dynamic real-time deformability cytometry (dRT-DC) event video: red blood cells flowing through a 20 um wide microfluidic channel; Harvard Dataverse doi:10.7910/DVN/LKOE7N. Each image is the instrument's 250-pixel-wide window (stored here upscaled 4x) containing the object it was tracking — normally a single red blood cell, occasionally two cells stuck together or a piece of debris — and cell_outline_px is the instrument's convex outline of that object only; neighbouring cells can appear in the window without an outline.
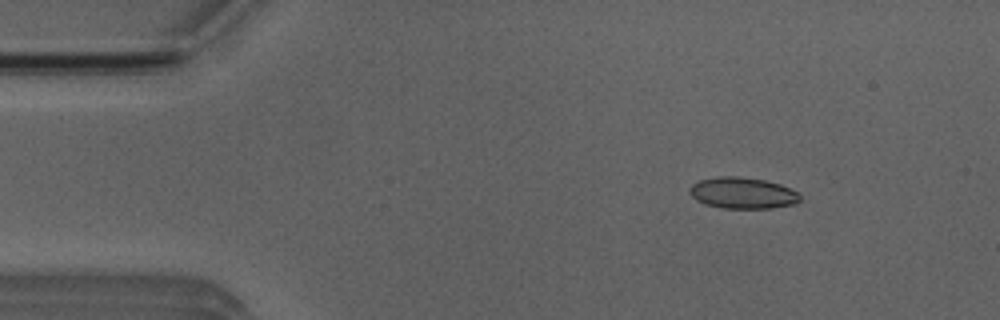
{"species": "Egyptian fruit bat (a non-hibernating species)", "species_latin": "Rousettus aegyptiacus", "temperature_condition": "room temperature", "stored_images_in_passage": 53, "camera_frame_rate_fps": 3000, "um_per_image_px": 0.085, "animal": {"sex": "male"}, "frame": {"image": 1, "passage_image": 7, "time_ms": 2.0, "image_size_px": [1000, 320], "cell_outline_px": [[800, 200], [796, 204], [772, 208], [724, 208], [704, 204], [696, 200], [688, 192], [688, 188], [692, 184], [700, 180], [716, 176], [740, 176], [764, 180], [780, 184], [796, 192], [800, 196]], "centroid_in_image_um": [63.09, 16.4], "position_along_channel_um": 21.9, "area_um2": 20.23}}
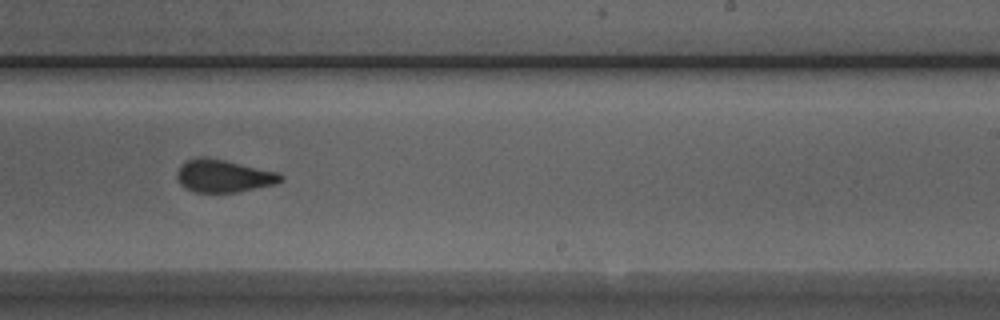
{"frame": {"image": 2, "passage_image": 32, "time_ms": 10.333, "image_size_px": [1000, 320], "cell_outline_px": [[284, 180], [276, 184], [240, 192], [196, 192], [184, 188], [176, 180], [176, 172], [180, 164], [188, 160], [200, 156], [208, 156], [280, 172], [284, 176]], "centroid_in_image_um": [19.01, 14.94], "position_along_channel_um": 270.0, "area_um2": 20.29}}
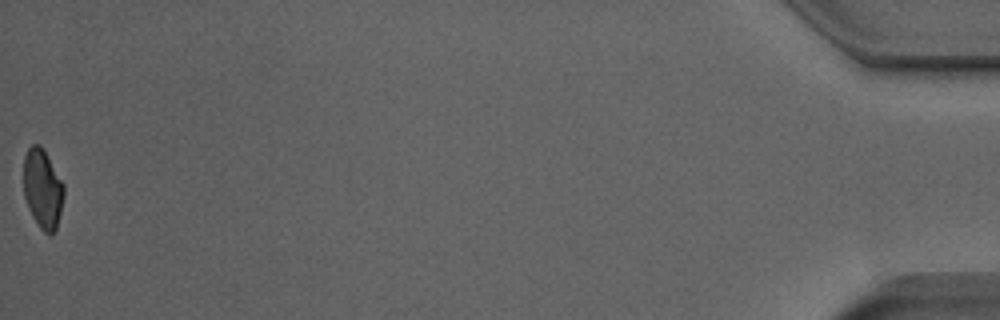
{"frame": {"image": 3, "passage_image": 53, "time_ms": 17.333, "image_size_px": [1000, 320], "cell_outline_px": [[64, 196], [56, 232], [48, 236], [40, 228], [32, 216], [28, 208], [24, 196], [24, 156], [28, 148], [32, 144], [40, 144], [64, 184]], "centroid_in_image_um": [3.63, 16.09], "position_along_channel_um": 431.6, "area_um2": 18.73}, "authors_computed_cell_mechanics": {"area_um2": 20.1144, "velocity_mm_per_s": 3.8525, "shape_relaxation_time_tau1_ms": 6.9084, "shape_relaxation_time_tau2_ms": 1.1764, "deformation_change_tau1": 0.1571, "deformation_change_tau2": 0.0707}}